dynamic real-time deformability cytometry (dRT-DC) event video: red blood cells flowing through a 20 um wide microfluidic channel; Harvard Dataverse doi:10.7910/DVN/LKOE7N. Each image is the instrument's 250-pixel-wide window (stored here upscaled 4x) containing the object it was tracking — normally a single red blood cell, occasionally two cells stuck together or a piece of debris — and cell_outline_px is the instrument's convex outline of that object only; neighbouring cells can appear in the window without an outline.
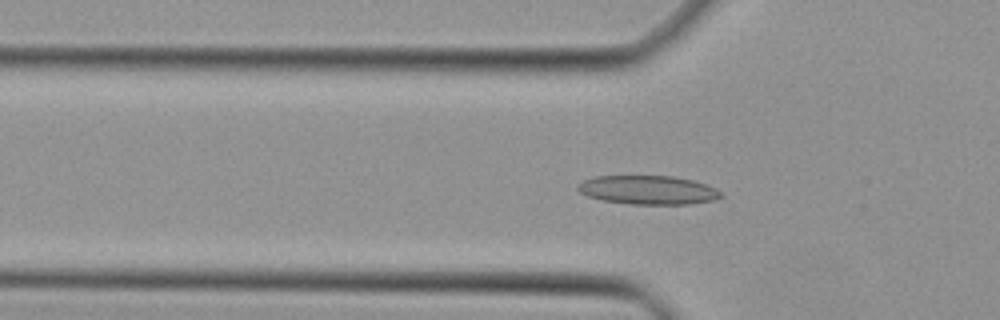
{"species": "Egyptian fruit bat (a non-hibernating species)", "species_latin": "Rousettus aegyptiacus", "temperature_condition": "cold", "stored_images_in_passage": 45, "camera_frame_rate_fps": 3000, "um_per_image_px": 0.085, "animal": {"sex": "female"}, "frame": {"image": 1, "passage_image": 13, "time_ms": 4.0, "image_size_px": [1000, 320], "cell_outline_px": [[724, 196], [716, 200], [692, 204], [628, 204], [604, 200], [588, 196], [580, 192], [576, 188], [576, 184], [584, 180], [596, 176], [676, 176], [692, 180], [716, 188]], "centroid_in_image_um": [55.1, 16.15], "position_along_channel_um": 70.7, "area_um2": 24.16}}
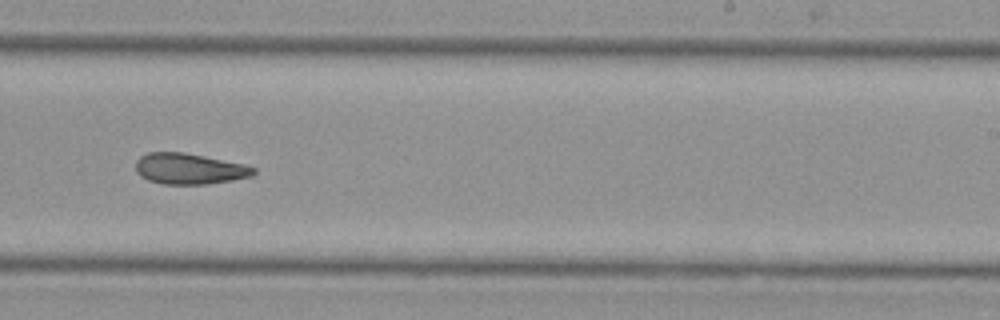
{"frame": {"image": 2, "passage_image": 27, "time_ms": 8.667, "image_size_px": [1000, 320], "cell_outline_px": [[256, 172], [252, 176], [232, 180], [204, 184], [164, 184], [148, 180], [140, 176], [136, 172], [136, 160], [140, 156], [148, 152], [184, 152], [244, 164], [256, 168]], "centroid_in_image_um": [16.07, 14.34], "position_along_channel_um": 272.9, "area_um2": 21.21}}
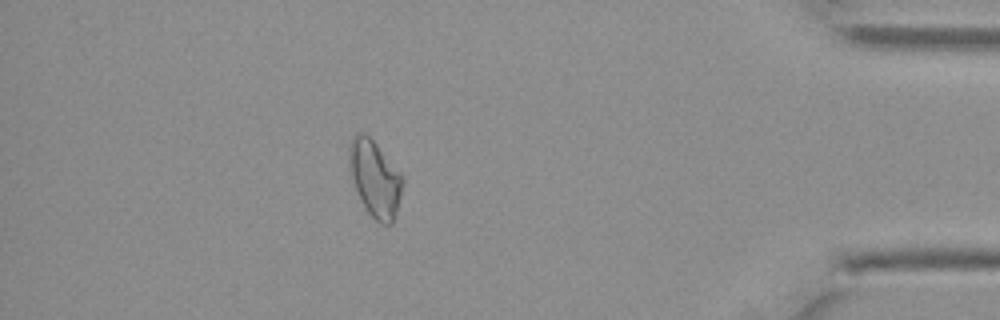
{"frame": {"image": 3, "passage_image": 39, "time_ms": 12.667, "image_size_px": [1000, 320], "cell_outline_px": [[404, 184], [396, 216], [392, 224], [380, 224], [368, 212], [352, 180], [348, 164], [348, 144], [352, 136], [356, 132], [360, 132], [368, 136], [376, 144], [400, 172], [404, 180]], "centroid_in_image_um": [31.87, 15.17], "position_along_channel_um": 403.3, "area_um2": 23.81}}